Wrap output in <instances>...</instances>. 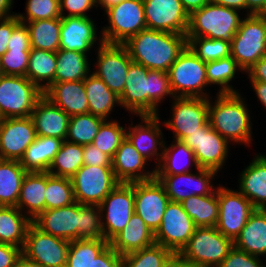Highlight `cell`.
I'll return each mask as SVG.
<instances>
[{
	"instance_id": "cell-66",
	"label": "cell",
	"mask_w": 266,
	"mask_h": 267,
	"mask_svg": "<svg viewBox=\"0 0 266 267\" xmlns=\"http://www.w3.org/2000/svg\"><path fill=\"white\" fill-rule=\"evenodd\" d=\"M15 267H45V266L26 258L24 255H21L18 258Z\"/></svg>"
},
{
	"instance_id": "cell-41",
	"label": "cell",
	"mask_w": 266,
	"mask_h": 267,
	"mask_svg": "<svg viewBox=\"0 0 266 267\" xmlns=\"http://www.w3.org/2000/svg\"><path fill=\"white\" fill-rule=\"evenodd\" d=\"M83 165V145L64 140L48 172L53 176L71 178Z\"/></svg>"
},
{
	"instance_id": "cell-2",
	"label": "cell",
	"mask_w": 266,
	"mask_h": 267,
	"mask_svg": "<svg viewBox=\"0 0 266 267\" xmlns=\"http://www.w3.org/2000/svg\"><path fill=\"white\" fill-rule=\"evenodd\" d=\"M122 45L127 49L133 62L149 70L168 72L187 47V37L146 28Z\"/></svg>"
},
{
	"instance_id": "cell-46",
	"label": "cell",
	"mask_w": 266,
	"mask_h": 267,
	"mask_svg": "<svg viewBox=\"0 0 266 267\" xmlns=\"http://www.w3.org/2000/svg\"><path fill=\"white\" fill-rule=\"evenodd\" d=\"M172 252L162 245H153L122 256V267H164Z\"/></svg>"
},
{
	"instance_id": "cell-32",
	"label": "cell",
	"mask_w": 266,
	"mask_h": 267,
	"mask_svg": "<svg viewBox=\"0 0 266 267\" xmlns=\"http://www.w3.org/2000/svg\"><path fill=\"white\" fill-rule=\"evenodd\" d=\"M63 141L55 137L36 136L25 150L20 164L27 172H48Z\"/></svg>"
},
{
	"instance_id": "cell-47",
	"label": "cell",
	"mask_w": 266,
	"mask_h": 267,
	"mask_svg": "<svg viewBox=\"0 0 266 267\" xmlns=\"http://www.w3.org/2000/svg\"><path fill=\"white\" fill-rule=\"evenodd\" d=\"M187 46L205 63L231 56L230 43L220 39L187 38Z\"/></svg>"
},
{
	"instance_id": "cell-31",
	"label": "cell",
	"mask_w": 266,
	"mask_h": 267,
	"mask_svg": "<svg viewBox=\"0 0 266 267\" xmlns=\"http://www.w3.org/2000/svg\"><path fill=\"white\" fill-rule=\"evenodd\" d=\"M233 243L250 255L266 256V209H255Z\"/></svg>"
},
{
	"instance_id": "cell-27",
	"label": "cell",
	"mask_w": 266,
	"mask_h": 267,
	"mask_svg": "<svg viewBox=\"0 0 266 267\" xmlns=\"http://www.w3.org/2000/svg\"><path fill=\"white\" fill-rule=\"evenodd\" d=\"M43 94L70 117L89 113L84 80L52 83Z\"/></svg>"
},
{
	"instance_id": "cell-45",
	"label": "cell",
	"mask_w": 266,
	"mask_h": 267,
	"mask_svg": "<svg viewBox=\"0 0 266 267\" xmlns=\"http://www.w3.org/2000/svg\"><path fill=\"white\" fill-rule=\"evenodd\" d=\"M45 210L68 206L75 202L71 178L46 172Z\"/></svg>"
},
{
	"instance_id": "cell-19",
	"label": "cell",
	"mask_w": 266,
	"mask_h": 267,
	"mask_svg": "<svg viewBox=\"0 0 266 267\" xmlns=\"http://www.w3.org/2000/svg\"><path fill=\"white\" fill-rule=\"evenodd\" d=\"M147 29L186 35L189 15L180 0H143Z\"/></svg>"
},
{
	"instance_id": "cell-61",
	"label": "cell",
	"mask_w": 266,
	"mask_h": 267,
	"mask_svg": "<svg viewBox=\"0 0 266 267\" xmlns=\"http://www.w3.org/2000/svg\"><path fill=\"white\" fill-rule=\"evenodd\" d=\"M164 267H201L195 262L184 258L180 253H172Z\"/></svg>"
},
{
	"instance_id": "cell-39",
	"label": "cell",
	"mask_w": 266,
	"mask_h": 267,
	"mask_svg": "<svg viewBox=\"0 0 266 267\" xmlns=\"http://www.w3.org/2000/svg\"><path fill=\"white\" fill-rule=\"evenodd\" d=\"M56 57L57 64L54 83L85 80L91 72L87 54L77 51L59 50L56 52Z\"/></svg>"
},
{
	"instance_id": "cell-34",
	"label": "cell",
	"mask_w": 266,
	"mask_h": 267,
	"mask_svg": "<svg viewBox=\"0 0 266 267\" xmlns=\"http://www.w3.org/2000/svg\"><path fill=\"white\" fill-rule=\"evenodd\" d=\"M16 206H0V243L23 248L32 221Z\"/></svg>"
},
{
	"instance_id": "cell-40",
	"label": "cell",
	"mask_w": 266,
	"mask_h": 267,
	"mask_svg": "<svg viewBox=\"0 0 266 267\" xmlns=\"http://www.w3.org/2000/svg\"><path fill=\"white\" fill-rule=\"evenodd\" d=\"M30 35L31 49L51 52L60 50L61 18L25 22Z\"/></svg>"
},
{
	"instance_id": "cell-3",
	"label": "cell",
	"mask_w": 266,
	"mask_h": 267,
	"mask_svg": "<svg viewBox=\"0 0 266 267\" xmlns=\"http://www.w3.org/2000/svg\"><path fill=\"white\" fill-rule=\"evenodd\" d=\"M208 98V121L228 142L251 144L252 122L247 104L239 92L219 93L215 102ZM231 140V141H230Z\"/></svg>"
},
{
	"instance_id": "cell-26",
	"label": "cell",
	"mask_w": 266,
	"mask_h": 267,
	"mask_svg": "<svg viewBox=\"0 0 266 267\" xmlns=\"http://www.w3.org/2000/svg\"><path fill=\"white\" fill-rule=\"evenodd\" d=\"M30 117L37 136L66 140L70 116L44 95L37 101Z\"/></svg>"
},
{
	"instance_id": "cell-58",
	"label": "cell",
	"mask_w": 266,
	"mask_h": 267,
	"mask_svg": "<svg viewBox=\"0 0 266 267\" xmlns=\"http://www.w3.org/2000/svg\"><path fill=\"white\" fill-rule=\"evenodd\" d=\"M22 249L16 246L0 243V267H15Z\"/></svg>"
},
{
	"instance_id": "cell-38",
	"label": "cell",
	"mask_w": 266,
	"mask_h": 267,
	"mask_svg": "<svg viewBox=\"0 0 266 267\" xmlns=\"http://www.w3.org/2000/svg\"><path fill=\"white\" fill-rule=\"evenodd\" d=\"M196 227H215L219 218L217 189L207 196L194 195L181 202Z\"/></svg>"
},
{
	"instance_id": "cell-36",
	"label": "cell",
	"mask_w": 266,
	"mask_h": 267,
	"mask_svg": "<svg viewBox=\"0 0 266 267\" xmlns=\"http://www.w3.org/2000/svg\"><path fill=\"white\" fill-rule=\"evenodd\" d=\"M56 64V52L31 49L25 77L44 92L54 83Z\"/></svg>"
},
{
	"instance_id": "cell-4",
	"label": "cell",
	"mask_w": 266,
	"mask_h": 267,
	"mask_svg": "<svg viewBox=\"0 0 266 267\" xmlns=\"http://www.w3.org/2000/svg\"><path fill=\"white\" fill-rule=\"evenodd\" d=\"M238 12L210 2L189 16L186 37H206L231 43L242 20Z\"/></svg>"
},
{
	"instance_id": "cell-50",
	"label": "cell",
	"mask_w": 266,
	"mask_h": 267,
	"mask_svg": "<svg viewBox=\"0 0 266 267\" xmlns=\"http://www.w3.org/2000/svg\"><path fill=\"white\" fill-rule=\"evenodd\" d=\"M25 12L27 15L17 13L21 23L61 18L60 0H26Z\"/></svg>"
},
{
	"instance_id": "cell-56",
	"label": "cell",
	"mask_w": 266,
	"mask_h": 267,
	"mask_svg": "<svg viewBox=\"0 0 266 267\" xmlns=\"http://www.w3.org/2000/svg\"><path fill=\"white\" fill-rule=\"evenodd\" d=\"M92 267H122V256L108 245L93 260Z\"/></svg>"
},
{
	"instance_id": "cell-67",
	"label": "cell",
	"mask_w": 266,
	"mask_h": 267,
	"mask_svg": "<svg viewBox=\"0 0 266 267\" xmlns=\"http://www.w3.org/2000/svg\"><path fill=\"white\" fill-rule=\"evenodd\" d=\"M122 1L124 0H96V5L97 7L98 5H101V9L104 8V11H106L113 6L118 5Z\"/></svg>"
},
{
	"instance_id": "cell-49",
	"label": "cell",
	"mask_w": 266,
	"mask_h": 267,
	"mask_svg": "<svg viewBox=\"0 0 266 267\" xmlns=\"http://www.w3.org/2000/svg\"><path fill=\"white\" fill-rule=\"evenodd\" d=\"M79 239H104L99 205L79 203Z\"/></svg>"
},
{
	"instance_id": "cell-29",
	"label": "cell",
	"mask_w": 266,
	"mask_h": 267,
	"mask_svg": "<svg viewBox=\"0 0 266 267\" xmlns=\"http://www.w3.org/2000/svg\"><path fill=\"white\" fill-rule=\"evenodd\" d=\"M238 190L256 209H266V155H256L240 174Z\"/></svg>"
},
{
	"instance_id": "cell-68",
	"label": "cell",
	"mask_w": 266,
	"mask_h": 267,
	"mask_svg": "<svg viewBox=\"0 0 266 267\" xmlns=\"http://www.w3.org/2000/svg\"><path fill=\"white\" fill-rule=\"evenodd\" d=\"M3 75L2 69H1V57H0V77Z\"/></svg>"
},
{
	"instance_id": "cell-8",
	"label": "cell",
	"mask_w": 266,
	"mask_h": 267,
	"mask_svg": "<svg viewBox=\"0 0 266 267\" xmlns=\"http://www.w3.org/2000/svg\"><path fill=\"white\" fill-rule=\"evenodd\" d=\"M234 247L216 227H196L180 254L201 267H218Z\"/></svg>"
},
{
	"instance_id": "cell-11",
	"label": "cell",
	"mask_w": 266,
	"mask_h": 267,
	"mask_svg": "<svg viewBox=\"0 0 266 267\" xmlns=\"http://www.w3.org/2000/svg\"><path fill=\"white\" fill-rule=\"evenodd\" d=\"M104 239L110 242L134 214V182L119 184L99 205Z\"/></svg>"
},
{
	"instance_id": "cell-14",
	"label": "cell",
	"mask_w": 266,
	"mask_h": 267,
	"mask_svg": "<svg viewBox=\"0 0 266 267\" xmlns=\"http://www.w3.org/2000/svg\"><path fill=\"white\" fill-rule=\"evenodd\" d=\"M70 241L42 232L33 223L29 226L22 255L45 267H66Z\"/></svg>"
},
{
	"instance_id": "cell-22",
	"label": "cell",
	"mask_w": 266,
	"mask_h": 267,
	"mask_svg": "<svg viewBox=\"0 0 266 267\" xmlns=\"http://www.w3.org/2000/svg\"><path fill=\"white\" fill-rule=\"evenodd\" d=\"M32 223L46 234L73 241L79 239V203L43 211Z\"/></svg>"
},
{
	"instance_id": "cell-13",
	"label": "cell",
	"mask_w": 266,
	"mask_h": 267,
	"mask_svg": "<svg viewBox=\"0 0 266 267\" xmlns=\"http://www.w3.org/2000/svg\"><path fill=\"white\" fill-rule=\"evenodd\" d=\"M182 141L194 152L199 168L216 172L223 168L229 152V142L211 127L209 121Z\"/></svg>"
},
{
	"instance_id": "cell-54",
	"label": "cell",
	"mask_w": 266,
	"mask_h": 267,
	"mask_svg": "<svg viewBox=\"0 0 266 267\" xmlns=\"http://www.w3.org/2000/svg\"><path fill=\"white\" fill-rule=\"evenodd\" d=\"M8 50L31 51L29 30L25 23H19L9 39Z\"/></svg>"
},
{
	"instance_id": "cell-30",
	"label": "cell",
	"mask_w": 266,
	"mask_h": 267,
	"mask_svg": "<svg viewBox=\"0 0 266 267\" xmlns=\"http://www.w3.org/2000/svg\"><path fill=\"white\" fill-rule=\"evenodd\" d=\"M45 189L46 172H27L22 181L16 207L23 211V214L26 213L31 221L45 211Z\"/></svg>"
},
{
	"instance_id": "cell-25",
	"label": "cell",
	"mask_w": 266,
	"mask_h": 267,
	"mask_svg": "<svg viewBox=\"0 0 266 267\" xmlns=\"http://www.w3.org/2000/svg\"><path fill=\"white\" fill-rule=\"evenodd\" d=\"M148 160L125 137L112 158V169L119 182L131 183L155 178V168L147 171Z\"/></svg>"
},
{
	"instance_id": "cell-33",
	"label": "cell",
	"mask_w": 266,
	"mask_h": 267,
	"mask_svg": "<svg viewBox=\"0 0 266 267\" xmlns=\"http://www.w3.org/2000/svg\"><path fill=\"white\" fill-rule=\"evenodd\" d=\"M84 87L89 113L94 116L107 120L116 104L121 106L119 96L92 72L85 78Z\"/></svg>"
},
{
	"instance_id": "cell-35",
	"label": "cell",
	"mask_w": 266,
	"mask_h": 267,
	"mask_svg": "<svg viewBox=\"0 0 266 267\" xmlns=\"http://www.w3.org/2000/svg\"><path fill=\"white\" fill-rule=\"evenodd\" d=\"M173 140L174 143L170 144V147L164 145L163 156L160 164L155 168V175L183 174L191 172L189 169L192 168L191 166L196 167V169L199 167L194 152L183 141ZM186 160L187 164L185 163Z\"/></svg>"
},
{
	"instance_id": "cell-10",
	"label": "cell",
	"mask_w": 266,
	"mask_h": 267,
	"mask_svg": "<svg viewBox=\"0 0 266 267\" xmlns=\"http://www.w3.org/2000/svg\"><path fill=\"white\" fill-rule=\"evenodd\" d=\"M74 199L80 204L100 205L119 184L112 166L83 165L72 177Z\"/></svg>"
},
{
	"instance_id": "cell-42",
	"label": "cell",
	"mask_w": 266,
	"mask_h": 267,
	"mask_svg": "<svg viewBox=\"0 0 266 267\" xmlns=\"http://www.w3.org/2000/svg\"><path fill=\"white\" fill-rule=\"evenodd\" d=\"M109 245L105 239H77L70 242L66 267H92L93 260Z\"/></svg>"
},
{
	"instance_id": "cell-52",
	"label": "cell",
	"mask_w": 266,
	"mask_h": 267,
	"mask_svg": "<svg viewBox=\"0 0 266 267\" xmlns=\"http://www.w3.org/2000/svg\"><path fill=\"white\" fill-rule=\"evenodd\" d=\"M218 267H266L260 257L233 247Z\"/></svg>"
},
{
	"instance_id": "cell-62",
	"label": "cell",
	"mask_w": 266,
	"mask_h": 267,
	"mask_svg": "<svg viewBox=\"0 0 266 267\" xmlns=\"http://www.w3.org/2000/svg\"><path fill=\"white\" fill-rule=\"evenodd\" d=\"M182 2L183 8L190 16L194 11L207 5L211 0H180Z\"/></svg>"
},
{
	"instance_id": "cell-51",
	"label": "cell",
	"mask_w": 266,
	"mask_h": 267,
	"mask_svg": "<svg viewBox=\"0 0 266 267\" xmlns=\"http://www.w3.org/2000/svg\"><path fill=\"white\" fill-rule=\"evenodd\" d=\"M30 51L7 50L1 56L3 75L26 76Z\"/></svg>"
},
{
	"instance_id": "cell-28",
	"label": "cell",
	"mask_w": 266,
	"mask_h": 267,
	"mask_svg": "<svg viewBox=\"0 0 266 267\" xmlns=\"http://www.w3.org/2000/svg\"><path fill=\"white\" fill-rule=\"evenodd\" d=\"M155 243V233L134 212L127 225L109 245L121 256L149 247Z\"/></svg>"
},
{
	"instance_id": "cell-55",
	"label": "cell",
	"mask_w": 266,
	"mask_h": 267,
	"mask_svg": "<svg viewBox=\"0 0 266 267\" xmlns=\"http://www.w3.org/2000/svg\"><path fill=\"white\" fill-rule=\"evenodd\" d=\"M83 164L90 166H112V158L93 144L83 145Z\"/></svg>"
},
{
	"instance_id": "cell-43",
	"label": "cell",
	"mask_w": 266,
	"mask_h": 267,
	"mask_svg": "<svg viewBox=\"0 0 266 267\" xmlns=\"http://www.w3.org/2000/svg\"><path fill=\"white\" fill-rule=\"evenodd\" d=\"M104 121L91 113L71 116L66 141L79 145L92 144Z\"/></svg>"
},
{
	"instance_id": "cell-5",
	"label": "cell",
	"mask_w": 266,
	"mask_h": 267,
	"mask_svg": "<svg viewBox=\"0 0 266 267\" xmlns=\"http://www.w3.org/2000/svg\"><path fill=\"white\" fill-rule=\"evenodd\" d=\"M230 47L232 58L247 72L266 55V15L246 14Z\"/></svg>"
},
{
	"instance_id": "cell-21",
	"label": "cell",
	"mask_w": 266,
	"mask_h": 267,
	"mask_svg": "<svg viewBox=\"0 0 266 267\" xmlns=\"http://www.w3.org/2000/svg\"><path fill=\"white\" fill-rule=\"evenodd\" d=\"M36 136L30 116L0 119V159L20 161Z\"/></svg>"
},
{
	"instance_id": "cell-20",
	"label": "cell",
	"mask_w": 266,
	"mask_h": 267,
	"mask_svg": "<svg viewBox=\"0 0 266 267\" xmlns=\"http://www.w3.org/2000/svg\"><path fill=\"white\" fill-rule=\"evenodd\" d=\"M217 173L218 172L214 170L198 167L196 173L188 172L176 175H155V177L165 187L170 201L181 203L190 196H207L213 194L217 187L214 188L213 184H211V180L215 178L214 176H217ZM188 189L189 191H187Z\"/></svg>"
},
{
	"instance_id": "cell-60",
	"label": "cell",
	"mask_w": 266,
	"mask_h": 267,
	"mask_svg": "<svg viewBox=\"0 0 266 267\" xmlns=\"http://www.w3.org/2000/svg\"><path fill=\"white\" fill-rule=\"evenodd\" d=\"M247 10V15H266V0H241V10Z\"/></svg>"
},
{
	"instance_id": "cell-48",
	"label": "cell",
	"mask_w": 266,
	"mask_h": 267,
	"mask_svg": "<svg viewBox=\"0 0 266 267\" xmlns=\"http://www.w3.org/2000/svg\"><path fill=\"white\" fill-rule=\"evenodd\" d=\"M126 137V128L120 126L119 122L105 120L95 136L92 144L103 153L113 158L115 152Z\"/></svg>"
},
{
	"instance_id": "cell-57",
	"label": "cell",
	"mask_w": 266,
	"mask_h": 267,
	"mask_svg": "<svg viewBox=\"0 0 266 267\" xmlns=\"http://www.w3.org/2000/svg\"><path fill=\"white\" fill-rule=\"evenodd\" d=\"M20 23L18 17L12 16L0 19V57L8 50V43L13 29Z\"/></svg>"
},
{
	"instance_id": "cell-64",
	"label": "cell",
	"mask_w": 266,
	"mask_h": 267,
	"mask_svg": "<svg viewBox=\"0 0 266 267\" xmlns=\"http://www.w3.org/2000/svg\"><path fill=\"white\" fill-rule=\"evenodd\" d=\"M14 0H0V19L15 16L16 13H11L12 5Z\"/></svg>"
},
{
	"instance_id": "cell-37",
	"label": "cell",
	"mask_w": 266,
	"mask_h": 267,
	"mask_svg": "<svg viewBox=\"0 0 266 267\" xmlns=\"http://www.w3.org/2000/svg\"><path fill=\"white\" fill-rule=\"evenodd\" d=\"M27 174L18 160L0 159V206H16Z\"/></svg>"
},
{
	"instance_id": "cell-65",
	"label": "cell",
	"mask_w": 266,
	"mask_h": 267,
	"mask_svg": "<svg viewBox=\"0 0 266 267\" xmlns=\"http://www.w3.org/2000/svg\"><path fill=\"white\" fill-rule=\"evenodd\" d=\"M211 2L238 11L241 10V0H211Z\"/></svg>"
},
{
	"instance_id": "cell-53",
	"label": "cell",
	"mask_w": 266,
	"mask_h": 267,
	"mask_svg": "<svg viewBox=\"0 0 266 267\" xmlns=\"http://www.w3.org/2000/svg\"><path fill=\"white\" fill-rule=\"evenodd\" d=\"M97 7L96 0H60V13L62 17H89L87 11ZM65 9L68 14H65Z\"/></svg>"
},
{
	"instance_id": "cell-18",
	"label": "cell",
	"mask_w": 266,
	"mask_h": 267,
	"mask_svg": "<svg viewBox=\"0 0 266 267\" xmlns=\"http://www.w3.org/2000/svg\"><path fill=\"white\" fill-rule=\"evenodd\" d=\"M172 118L163 124L171 131L175 140L182 141L189 134L199 131L208 122V98L174 97Z\"/></svg>"
},
{
	"instance_id": "cell-6",
	"label": "cell",
	"mask_w": 266,
	"mask_h": 267,
	"mask_svg": "<svg viewBox=\"0 0 266 267\" xmlns=\"http://www.w3.org/2000/svg\"><path fill=\"white\" fill-rule=\"evenodd\" d=\"M174 97L209 98L206 63L187 46L168 70ZM205 91V92H204Z\"/></svg>"
},
{
	"instance_id": "cell-24",
	"label": "cell",
	"mask_w": 266,
	"mask_h": 267,
	"mask_svg": "<svg viewBox=\"0 0 266 267\" xmlns=\"http://www.w3.org/2000/svg\"><path fill=\"white\" fill-rule=\"evenodd\" d=\"M96 26L89 17H61L60 50L88 54L95 41L102 45L104 41L98 38Z\"/></svg>"
},
{
	"instance_id": "cell-23",
	"label": "cell",
	"mask_w": 266,
	"mask_h": 267,
	"mask_svg": "<svg viewBox=\"0 0 266 267\" xmlns=\"http://www.w3.org/2000/svg\"><path fill=\"white\" fill-rule=\"evenodd\" d=\"M140 119L139 124L134 126L132 123L129 129H126V138L148 161L155 157L156 166H158L163 156V152L158 151H163L165 145L160 117L159 115L140 116Z\"/></svg>"
},
{
	"instance_id": "cell-1",
	"label": "cell",
	"mask_w": 266,
	"mask_h": 267,
	"mask_svg": "<svg viewBox=\"0 0 266 267\" xmlns=\"http://www.w3.org/2000/svg\"><path fill=\"white\" fill-rule=\"evenodd\" d=\"M168 95L174 98L167 72L149 70L135 62L129 65L124 91L119 98L121 106L131 114L159 115L158 104Z\"/></svg>"
},
{
	"instance_id": "cell-63",
	"label": "cell",
	"mask_w": 266,
	"mask_h": 267,
	"mask_svg": "<svg viewBox=\"0 0 266 267\" xmlns=\"http://www.w3.org/2000/svg\"><path fill=\"white\" fill-rule=\"evenodd\" d=\"M257 98L261 101V104L266 109V83L261 81H250Z\"/></svg>"
},
{
	"instance_id": "cell-7",
	"label": "cell",
	"mask_w": 266,
	"mask_h": 267,
	"mask_svg": "<svg viewBox=\"0 0 266 267\" xmlns=\"http://www.w3.org/2000/svg\"><path fill=\"white\" fill-rule=\"evenodd\" d=\"M43 91L25 76L0 77V119L31 116Z\"/></svg>"
},
{
	"instance_id": "cell-16",
	"label": "cell",
	"mask_w": 266,
	"mask_h": 267,
	"mask_svg": "<svg viewBox=\"0 0 266 267\" xmlns=\"http://www.w3.org/2000/svg\"><path fill=\"white\" fill-rule=\"evenodd\" d=\"M97 70L92 73L118 96L124 91L129 65L133 62L121 44L103 43L97 46Z\"/></svg>"
},
{
	"instance_id": "cell-59",
	"label": "cell",
	"mask_w": 266,
	"mask_h": 267,
	"mask_svg": "<svg viewBox=\"0 0 266 267\" xmlns=\"http://www.w3.org/2000/svg\"><path fill=\"white\" fill-rule=\"evenodd\" d=\"M246 73L250 81L266 83V55L258 60Z\"/></svg>"
},
{
	"instance_id": "cell-44",
	"label": "cell",
	"mask_w": 266,
	"mask_h": 267,
	"mask_svg": "<svg viewBox=\"0 0 266 267\" xmlns=\"http://www.w3.org/2000/svg\"><path fill=\"white\" fill-rule=\"evenodd\" d=\"M242 71L237 62L228 56L216 61L206 63V77L208 85H219V93H236L238 92L230 85V81L235 78L236 71Z\"/></svg>"
},
{
	"instance_id": "cell-17",
	"label": "cell",
	"mask_w": 266,
	"mask_h": 267,
	"mask_svg": "<svg viewBox=\"0 0 266 267\" xmlns=\"http://www.w3.org/2000/svg\"><path fill=\"white\" fill-rule=\"evenodd\" d=\"M169 201L165 187L156 177L134 182V211L154 233L161 225Z\"/></svg>"
},
{
	"instance_id": "cell-15",
	"label": "cell",
	"mask_w": 266,
	"mask_h": 267,
	"mask_svg": "<svg viewBox=\"0 0 266 267\" xmlns=\"http://www.w3.org/2000/svg\"><path fill=\"white\" fill-rule=\"evenodd\" d=\"M196 226L179 202L169 201L161 225L155 233V243L180 253L193 235Z\"/></svg>"
},
{
	"instance_id": "cell-9",
	"label": "cell",
	"mask_w": 266,
	"mask_h": 267,
	"mask_svg": "<svg viewBox=\"0 0 266 267\" xmlns=\"http://www.w3.org/2000/svg\"><path fill=\"white\" fill-rule=\"evenodd\" d=\"M108 26L102 29L106 44H124L129 38L147 28L143 0H124L106 11Z\"/></svg>"
},
{
	"instance_id": "cell-12",
	"label": "cell",
	"mask_w": 266,
	"mask_h": 267,
	"mask_svg": "<svg viewBox=\"0 0 266 267\" xmlns=\"http://www.w3.org/2000/svg\"><path fill=\"white\" fill-rule=\"evenodd\" d=\"M217 195L219 218L215 227L234 241L256 208L239 190L221 185L217 187Z\"/></svg>"
}]
</instances>
